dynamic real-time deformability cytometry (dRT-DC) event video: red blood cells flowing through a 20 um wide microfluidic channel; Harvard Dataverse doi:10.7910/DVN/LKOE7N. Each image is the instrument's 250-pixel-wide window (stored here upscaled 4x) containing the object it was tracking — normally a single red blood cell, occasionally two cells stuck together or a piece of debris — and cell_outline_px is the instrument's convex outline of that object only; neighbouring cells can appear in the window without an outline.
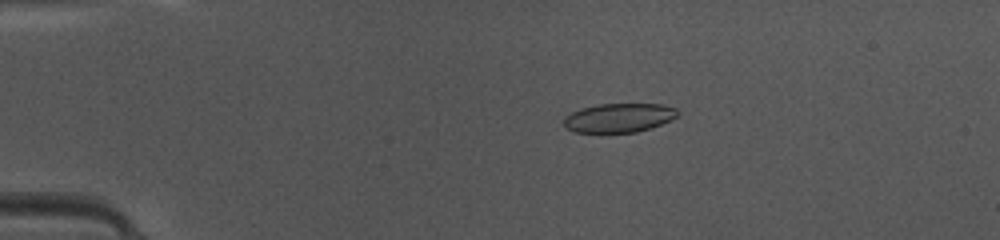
{"species": "common noctule bat (a hibernating species)", "species_latin": "Nyctalus noctula", "temperature_condition": "warm", "stored_images_in_passage": 48, "camera_frame_rate_fps": 3000, "um_per_image_px": 0.085, "animal": {"sex": "female", "body_mass_g": 10.0, "forearm_length_mm": 53.1}, "frame": {"image": 1, "passage_image": 10, "time_ms": 3.0, "image_size_px": [1000, 240], "cell_outline_px": [[680, 112], [676, 116], [660, 124], [636, 132], [576, 132], [568, 128], [564, 124], [564, 120], [572, 112], [580, 108], [600, 104], [660, 104], [676, 108]], "centroid_in_image_um": [52.62, 10.0], "position_along_channel_um": 32.4, "area_um2": 18.84}}
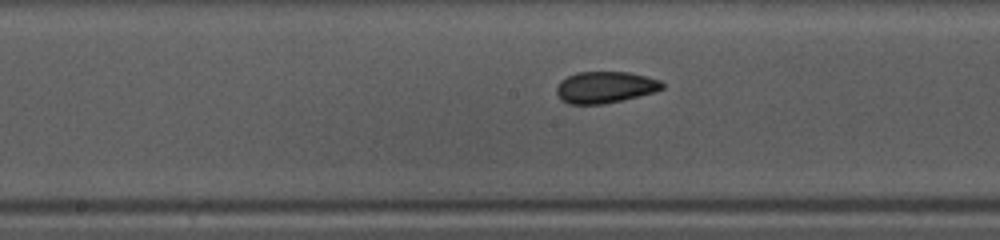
{"frame": {"image": 2, "passage_image": 25, "time_ms": 8.0, "image_size_px": [1000, 240], "cell_outline_px": [[664, 88], [656, 92], [604, 104], [568, 104], [560, 100], [556, 92], [556, 88], [560, 80], [576, 72], [628, 72], [648, 76], [660, 80], [664, 84]], "centroid_in_image_um": [51.43, 7.41], "position_along_channel_um": 196.8, "area_um2": 19.65}}
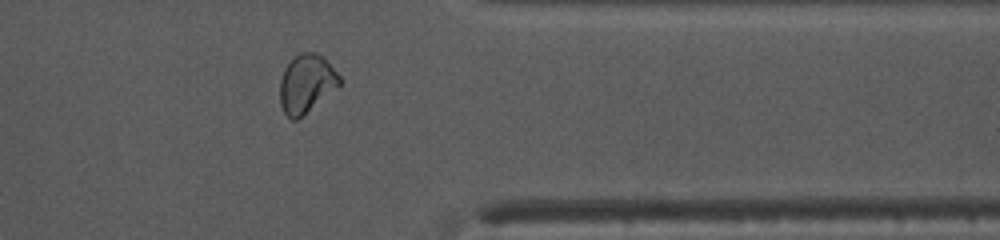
{"frame": {"image": 3, "passage_image": 39, "time_ms": 12.667, "image_size_px": [1000, 240], "cell_outline_px": [[344, 80], [340, 84], [296, 120], [292, 120], [284, 112], [280, 104], [280, 80], [284, 68], [300, 52], [316, 52], [324, 56]], "centroid_in_image_um": [26.05, 7.06], "position_along_channel_um": 385.3, "area_um2": 20.06}, "authors_computed_cell_mechanics": {"area_um2": 19.8543, "velocity_mm_per_s": 4.1911, "shape_relaxation_time_tau1_ms": 8.8291, "shape_relaxation_time_tau2_ms": 2.6881, "deformation_change_tau1": 0.1818, "deformation_change_tau2": 0.0595}}